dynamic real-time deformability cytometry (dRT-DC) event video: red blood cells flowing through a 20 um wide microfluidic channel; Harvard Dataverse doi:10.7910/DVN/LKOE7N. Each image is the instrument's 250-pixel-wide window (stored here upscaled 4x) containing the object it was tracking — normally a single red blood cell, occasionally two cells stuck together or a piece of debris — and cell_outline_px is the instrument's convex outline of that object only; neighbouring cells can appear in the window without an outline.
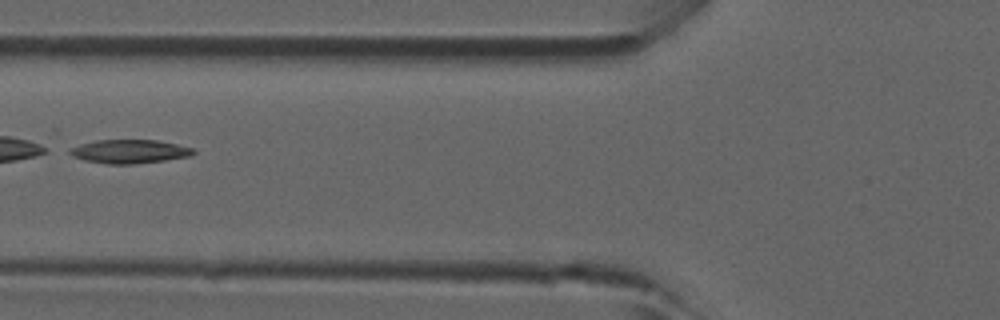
{"species": "common noctule bat (a hibernating species)", "species_latin": "Nyctalus noctula", "temperature_condition": "room temperature", "stored_images_in_passage": 6, "camera_frame_rate_fps": 3000, "um_per_image_px": 0.085, "animal": {"sex": "male", "forearm_length_mm": 52.5}, "frame": {"image": 1, "passage_image": 5, "time_ms": 1.333, "image_size_px": [1000, 320], "cell_outline_px": [[196, 152], [192, 156], [164, 160], [132, 164], [108, 164], [84, 160], [72, 156], [64, 152], [80, 144], [96, 140], [156, 140], [176, 144], [192, 148]], "centroid_in_image_um": [10.97, 12.87], "position_along_channel_um": 114.8, "area_um2": 17.05}}
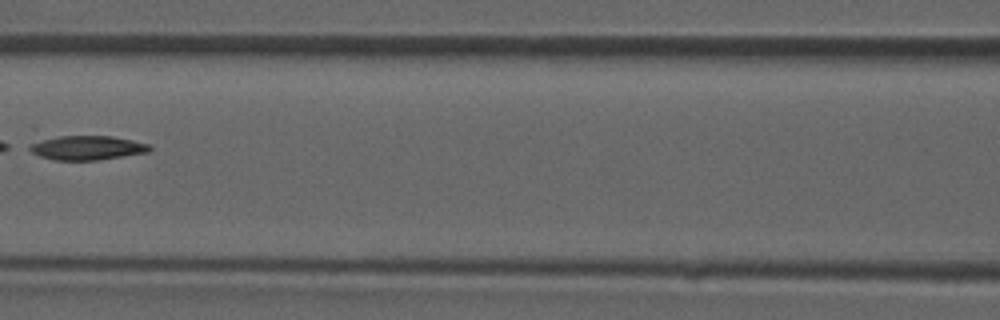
{"frame": {"image": 2, "passage_image": 6, "time_ms": 1.667, "image_size_px": [1000, 320], "cell_outline_px": [[152, 148], [148, 152], [96, 160], [56, 160], [40, 156], [24, 148], [40, 136], [112, 136], [152, 144]], "centroid_in_image_um": [7.3, 12.53], "position_along_channel_um": 159.3, "area_um2": 17.4}}